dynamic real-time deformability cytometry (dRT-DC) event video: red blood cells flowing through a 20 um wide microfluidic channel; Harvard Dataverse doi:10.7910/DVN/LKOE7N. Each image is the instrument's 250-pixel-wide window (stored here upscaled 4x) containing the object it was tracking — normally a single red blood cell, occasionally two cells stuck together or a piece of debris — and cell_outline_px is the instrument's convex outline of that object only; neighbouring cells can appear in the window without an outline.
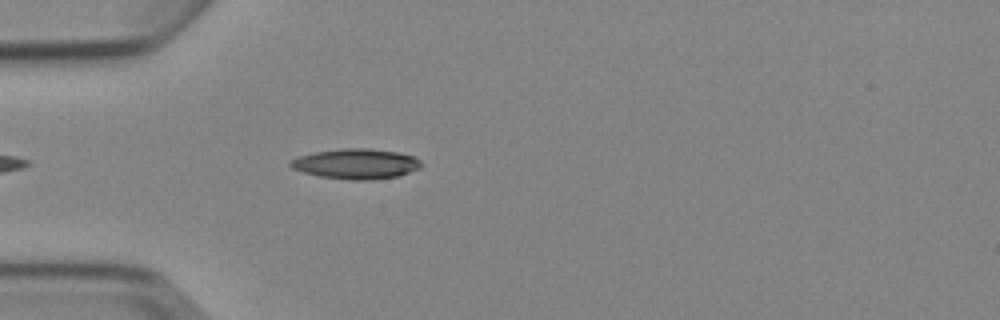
{"species": "Egyptian fruit bat (a non-hibernating species)", "species_latin": "Rousettus aegyptiacus", "temperature_condition": "cold", "stored_images_in_passage": 4, "camera_frame_rate_fps": 3000, "um_per_image_px": 0.085, "animal": {"sex": "female"}, "frame": {"image": 1, "passage_image": 4, "time_ms": 3.667, "image_size_px": [1000, 320], "cell_outline_px": [[424, 164], [420, 168], [396, 176], [368, 180], [352, 180], [320, 176], [304, 172], [292, 168], [288, 164], [288, 160], [296, 156], [312, 152], [344, 148], [368, 148], [396, 152], [412, 156], [420, 160]], "centroid_in_image_um": [30.21, 13.91], "position_along_channel_um": 54.8, "area_um2": 23.0}}